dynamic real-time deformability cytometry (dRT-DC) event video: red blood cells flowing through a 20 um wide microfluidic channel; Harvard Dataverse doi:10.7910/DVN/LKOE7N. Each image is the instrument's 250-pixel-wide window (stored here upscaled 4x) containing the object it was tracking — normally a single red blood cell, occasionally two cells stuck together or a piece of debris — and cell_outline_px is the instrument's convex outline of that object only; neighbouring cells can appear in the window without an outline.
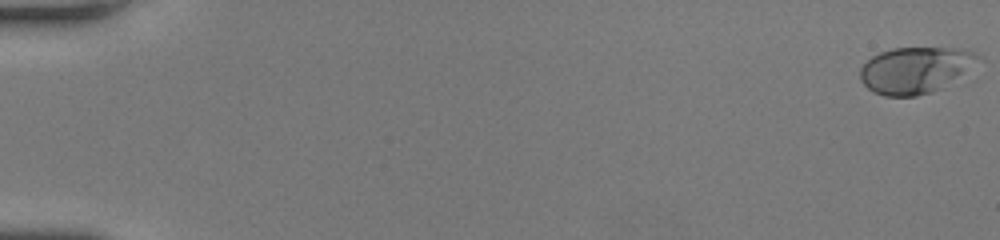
{"species": "human", "species_latin": "Homo sapiens", "temperature_condition": "room temperature", "stored_images_in_passage": 49, "camera_frame_rate_fps": 3000, "um_per_image_px": 0.085, "donor": {"sex": "female"}, "frame": {"image": 1, "passage_image": 1, "time_ms": 0.0, "image_size_px": [1000, 240], "cell_outline_px": [[984, 60], [940, 88], [932, 92], [916, 96], [884, 96], [872, 92], [860, 80], [860, 68], [872, 56], [880, 52], [892, 48], [964, 48], [984, 56]], "centroid_in_image_um": [77.84, 5.94], "position_along_channel_um": 7.2, "area_um2": 32.08}}
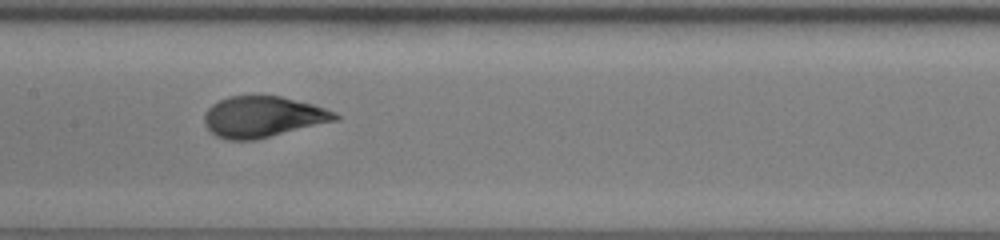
{"frame": {"image": 2, "passage_image": 27, "time_ms": 8.667, "image_size_px": [1000, 240], "cell_outline_px": [[340, 120], [256, 140], [228, 140], [216, 136], [204, 124], [204, 116], [208, 108], [212, 104], [228, 96], [280, 96], [312, 104], [336, 112], [340, 116]], "centroid_in_image_um": [22.37, 9.94], "position_along_channel_um": 185.0, "area_um2": 31.39}}
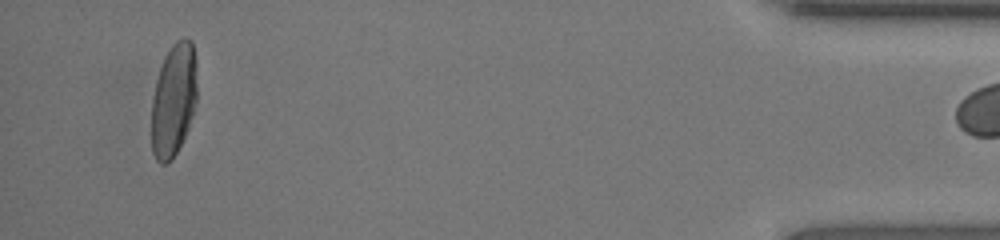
{"frame": {"image": 3, "passage_image": 48, "time_ms": 15.667, "image_size_px": [1000, 240], "cell_outline_px": [[196, 100], [192, 116], [188, 128], [172, 160], [164, 164], [160, 164], [156, 160], [152, 152], [152, 100], [156, 80], [164, 56], [172, 44], [176, 40], [184, 36], [192, 40], [196, 60]], "centroid_in_image_um": [14.76, 8.45], "position_along_channel_um": 420.4, "area_um2": 30.11}}